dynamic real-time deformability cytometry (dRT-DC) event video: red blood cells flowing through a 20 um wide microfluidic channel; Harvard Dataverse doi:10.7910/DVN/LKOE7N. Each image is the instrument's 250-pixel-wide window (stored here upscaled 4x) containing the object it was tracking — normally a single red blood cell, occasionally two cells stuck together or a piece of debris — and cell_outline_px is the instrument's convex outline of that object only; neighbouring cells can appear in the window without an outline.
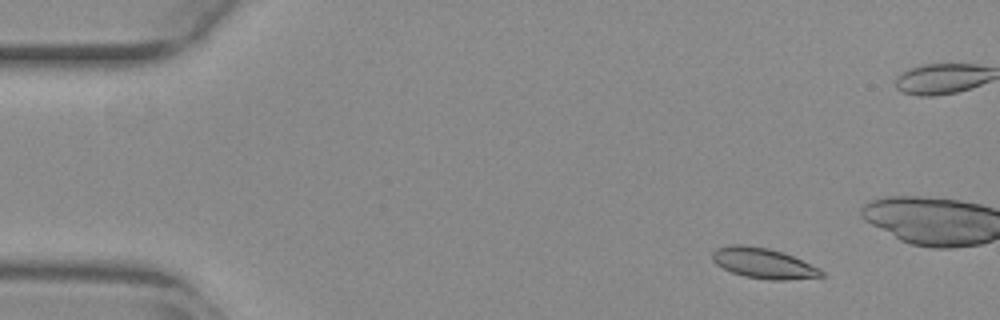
{"species": "common noctule bat (a hibernating species)", "species_latin": "Nyctalus noctula", "temperature_condition": "warm", "stored_images_in_passage": 13, "camera_frame_rate_fps": 3000, "um_per_image_px": 0.085, "animal": {"sex": "female", "body_mass_g": 29.2, "forearm_length_mm": 56.3}, "frame": {"image": 1, "passage_image": 3, "time_ms": 0.667, "image_size_px": [1000, 320], "cell_outline_px": [[824, 276], [788, 280], [768, 280], [744, 276], [732, 272], [716, 264], [712, 260], [712, 252], [716, 248], [732, 244], [744, 244], [768, 248], [784, 252], [820, 268], [824, 272]], "centroid_in_image_um": [64.89, 22.37], "position_along_channel_um": 20.1, "area_um2": 19.48}}